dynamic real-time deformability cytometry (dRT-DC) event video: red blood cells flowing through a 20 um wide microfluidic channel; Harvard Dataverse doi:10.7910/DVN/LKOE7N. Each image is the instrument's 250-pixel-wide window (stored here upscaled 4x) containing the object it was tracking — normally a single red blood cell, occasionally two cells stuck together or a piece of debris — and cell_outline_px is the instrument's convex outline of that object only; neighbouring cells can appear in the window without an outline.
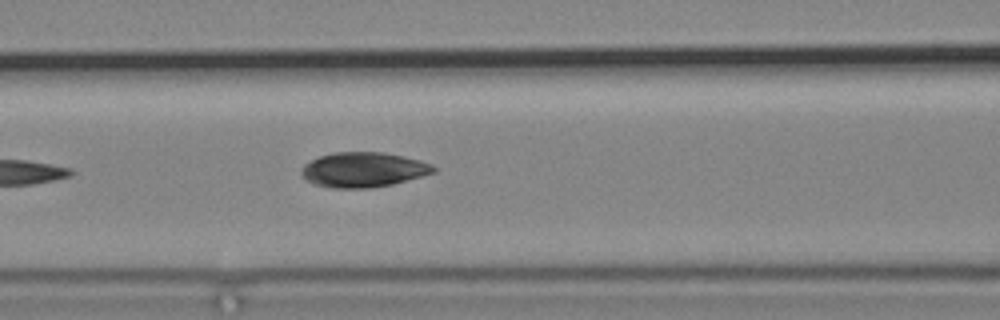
{"species": "common noctule bat (a hibernating species)", "species_latin": "Nyctalus noctula", "temperature_condition": "cold", "stored_images_in_passage": 6, "camera_frame_rate_fps": 3000, "um_per_image_px": 0.085, "animal": {"sex": "male", "body_mass_g": 19.2, "forearm_length_mm": 51.8}, "frame": {"image": 1, "passage_image": 6, "time_ms": 6.0, "image_size_px": [1000, 320], "cell_outline_px": [[436, 172], [392, 184], [368, 188], [332, 188], [316, 184], [308, 180], [300, 172], [304, 164], [320, 156], [336, 152], [384, 152], [404, 156], [420, 160], [432, 164], [436, 168]], "centroid_in_image_um": [30.92, 14.42], "position_along_channel_um": 135.7, "area_um2": 26.7}}